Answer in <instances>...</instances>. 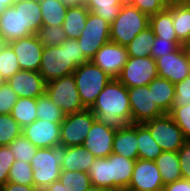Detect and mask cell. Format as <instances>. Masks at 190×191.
Wrapping results in <instances>:
<instances>
[{"label":"cell","instance_id":"cell-1","mask_svg":"<svg viewBox=\"0 0 190 191\" xmlns=\"http://www.w3.org/2000/svg\"><path fill=\"white\" fill-rule=\"evenodd\" d=\"M89 109L100 123L116 130L132 124L128 88L118 79H112L104 87Z\"/></svg>","mask_w":190,"mask_h":191},{"label":"cell","instance_id":"cell-2","mask_svg":"<svg viewBox=\"0 0 190 191\" xmlns=\"http://www.w3.org/2000/svg\"><path fill=\"white\" fill-rule=\"evenodd\" d=\"M88 61L78 40L66 39L59 46L44 47L39 73L48 83L73 74L78 66Z\"/></svg>","mask_w":190,"mask_h":191},{"label":"cell","instance_id":"cell-3","mask_svg":"<svg viewBox=\"0 0 190 191\" xmlns=\"http://www.w3.org/2000/svg\"><path fill=\"white\" fill-rule=\"evenodd\" d=\"M66 154V147L57 145L52 148H38L30 164L33 171L34 186L44 190L59 180L61 164Z\"/></svg>","mask_w":190,"mask_h":191},{"label":"cell","instance_id":"cell-4","mask_svg":"<svg viewBox=\"0 0 190 191\" xmlns=\"http://www.w3.org/2000/svg\"><path fill=\"white\" fill-rule=\"evenodd\" d=\"M149 26V16L133 5L122 6L110 25V41L127 46L138 33Z\"/></svg>","mask_w":190,"mask_h":191},{"label":"cell","instance_id":"cell-5","mask_svg":"<svg viewBox=\"0 0 190 191\" xmlns=\"http://www.w3.org/2000/svg\"><path fill=\"white\" fill-rule=\"evenodd\" d=\"M80 99L86 108H90L99 93L113 79L91 60L81 64L73 72Z\"/></svg>","mask_w":190,"mask_h":191},{"label":"cell","instance_id":"cell-6","mask_svg":"<svg viewBox=\"0 0 190 191\" xmlns=\"http://www.w3.org/2000/svg\"><path fill=\"white\" fill-rule=\"evenodd\" d=\"M45 93L65 115L86 109L80 99L73 74L46 83Z\"/></svg>","mask_w":190,"mask_h":191},{"label":"cell","instance_id":"cell-7","mask_svg":"<svg viewBox=\"0 0 190 191\" xmlns=\"http://www.w3.org/2000/svg\"><path fill=\"white\" fill-rule=\"evenodd\" d=\"M163 151L178 152L187 140L169 113L143 123Z\"/></svg>","mask_w":190,"mask_h":191},{"label":"cell","instance_id":"cell-8","mask_svg":"<svg viewBox=\"0 0 190 191\" xmlns=\"http://www.w3.org/2000/svg\"><path fill=\"white\" fill-rule=\"evenodd\" d=\"M77 40L84 55L91 60L96 52L110 41V24L89 11L85 28Z\"/></svg>","mask_w":190,"mask_h":191},{"label":"cell","instance_id":"cell-9","mask_svg":"<svg viewBox=\"0 0 190 191\" xmlns=\"http://www.w3.org/2000/svg\"><path fill=\"white\" fill-rule=\"evenodd\" d=\"M95 120L96 116L89 108L65 115L61 123L60 145L65 147L83 145Z\"/></svg>","mask_w":190,"mask_h":191},{"label":"cell","instance_id":"cell-10","mask_svg":"<svg viewBox=\"0 0 190 191\" xmlns=\"http://www.w3.org/2000/svg\"><path fill=\"white\" fill-rule=\"evenodd\" d=\"M158 77L156 61L151 56L129 57L117 78L127 88L146 86Z\"/></svg>","mask_w":190,"mask_h":191},{"label":"cell","instance_id":"cell-11","mask_svg":"<svg viewBox=\"0 0 190 191\" xmlns=\"http://www.w3.org/2000/svg\"><path fill=\"white\" fill-rule=\"evenodd\" d=\"M158 76L176 84L190 74V59L184 46L155 59Z\"/></svg>","mask_w":190,"mask_h":191},{"label":"cell","instance_id":"cell-12","mask_svg":"<svg viewBox=\"0 0 190 191\" xmlns=\"http://www.w3.org/2000/svg\"><path fill=\"white\" fill-rule=\"evenodd\" d=\"M128 96L132 123H145L164 114L153 101L148 85L128 88Z\"/></svg>","mask_w":190,"mask_h":191},{"label":"cell","instance_id":"cell-13","mask_svg":"<svg viewBox=\"0 0 190 191\" xmlns=\"http://www.w3.org/2000/svg\"><path fill=\"white\" fill-rule=\"evenodd\" d=\"M164 183L155 161L137 159L126 191H163Z\"/></svg>","mask_w":190,"mask_h":191},{"label":"cell","instance_id":"cell-14","mask_svg":"<svg viewBox=\"0 0 190 191\" xmlns=\"http://www.w3.org/2000/svg\"><path fill=\"white\" fill-rule=\"evenodd\" d=\"M128 58L126 46L109 41L96 52L91 61L113 79H117Z\"/></svg>","mask_w":190,"mask_h":191},{"label":"cell","instance_id":"cell-15","mask_svg":"<svg viewBox=\"0 0 190 191\" xmlns=\"http://www.w3.org/2000/svg\"><path fill=\"white\" fill-rule=\"evenodd\" d=\"M9 45L16 54L21 70L39 72L44 47L37 34L17 39L10 42Z\"/></svg>","mask_w":190,"mask_h":191},{"label":"cell","instance_id":"cell-16","mask_svg":"<svg viewBox=\"0 0 190 191\" xmlns=\"http://www.w3.org/2000/svg\"><path fill=\"white\" fill-rule=\"evenodd\" d=\"M61 124L36 119L22 128V135L37 148H52L60 145Z\"/></svg>","mask_w":190,"mask_h":191},{"label":"cell","instance_id":"cell-17","mask_svg":"<svg viewBox=\"0 0 190 191\" xmlns=\"http://www.w3.org/2000/svg\"><path fill=\"white\" fill-rule=\"evenodd\" d=\"M0 34L6 44L33 35L27 28H24L22 1H16L0 15Z\"/></svg>","mask_w":190,"mask_h":191},{"label":"cell","instance_id":"cell-18","mask_svg":"<svg viewBox=\"0 0 190 191\" xmlns=\"http://www.w3.org/2000/svg\"><path fill=\"white\" fill-rule=\"evenodd\" d=\"M116 129L100 123L97 119L93 122L83 146L96 158L108 157L113 152V140Z\"/></svg>","mask_w":190,"mask_h":191},{"label":"cell","instance_id":"cell-19","mask_svg":"<svg viewBox=\"0 0 190 191\" xmlns=\"http://www.w3.org/2000/svg\"><path fill=\"white\" fill-rule=\"evenodd\" d=\"M19 98L37 99L45 93L46 82L37 71L20 70L6 81Z\"/></svg>","mask_w":190,"mask_h":191},{"label":"cell","instance_id":"cell-20","mask_svg":"<svg viewBox=\"0 0 190 191\" xmlns=\"http://www.w3.org/2000/svg\"><path fill=\"white\" fill-rule=\"evenodd\" d=\"M107 158L110 160L111 191H126L132 178L136 160L114 153H111Z\"/></svg>","mask_w":190,"mask_h":191},{"label":"cell","instance_id":"cell-21","mask_svg":"<svg viewBox=\"0 0 190 191\" xmlns=\"http://www.w3.org/2000/svg\"><path fill=\"white\" fill-rule=\"evenodd\" d=\"M138 142L136 123L127 124L123 129H117L113 140L114 154L131 160L138 159Z\"/></svg>","mask_w":190,"mask_h":191},{"label":"cell","instance_id":"cell-22","mask_svg":"<svg viewBox=\"0 0 190 191\" xmlns=\"http://www.w3.org/2000/svg\"><path fill=\"white\" fill-rule=\"evenodd\" d=\"M96 157L83 145L66 147L61 170L88 173Z\"/></svg>","mask_w":190,"mask_h":191},{"label":"cell","instance_id":"cell-23","mask_svg":"<svg viewBox=\"0 0 190 191\" xmlns=\"http://www.w3.org/2000/svg\"><path fill=\"white\" fill-rule=\"evenodd\" d=\"M148 86L157 107L163 113H170L175 99V84L158 76Z\"/></svg>","mask_w":190,"mask_h":191},{"label":"cell","instance_id":"cell-24","mask_svg":"<svg viewBox=\"0 0 190 191\" xmlns=\"http://www.w3.org/2000/svg\"><path fill=\"white\" fill-rule=\"evenodd\" d=\"M164 185L182 179L178 152L163 151L155 160Z\"/></svg>","mask_w":190,"mask_h":191},{"label":"cell","instance_id":"cell-25","mask_svg":"<svg viewBox=\"0 0 190 191\" xmlns=\"http://www.w3.org/2000/svg\"><path fill=\"white\" fill-rule=\"evenodd\" d=\"M136 135L138 142V158L155 161L163 150L155 142L149 129L143 123H136Z\"/></svg>","mask_w":190,"mask_h":191},{"label":"cell","instance_id":"cell-26","mask_svg":"<svg viewBox=\"0 0 190 191\" xmlns=\"http://www.w3.org/2000/svg\"><path fill=\"white\" fill-rule=\"evenodd\" d=\"M89 10L84 6L68 8L62 28L67 39H77L84 30Z\"/></svg>","mask_w":190,"mask_h":191},{"label":"cell","instance_id":"cell-27","mask_svg":"<svg viewBox=\"0 0 190 191\" xmlns=\"http://www.w3.org/2000/svg\"><path fill=\"white\" fill-rule=\"evenodd\" d=\"M173 18L177 38L185 45L190 42V6L188 4L170 5L167 7Z\"/></svg>","mask_w":190,"mask_h":191},{"label":"cell","instance_id":"cell-28","mask_svg":"<svg viewBox=\"0 0 190 191\" xmlns=\"http://www.w3.org/2000/svg\"><path fill=\"white\" fill-rule=\"evenodd\" d=\"M149 27L156 37L169 39L170 41H180L173 26L172 13L168 8L150 16Z\"/></svg>","mask_w":190,"mask_h":191},{"label":"cell","instance_id":"cell-29","mask_svg":"<svg viewBox=\"0 0 190 191\" xmlns=\"http://www.w3.org/2000/svg\"><path fill=\"white\" fill-rule=\"evenodd\" d=\"M42 26H62L68 8L60 0H39Z\"/></svg>","mask_w":190,"mask_h":191},{"label":"cell","instance_id":"cell-30","mask_svg":"<svg viewBox=\"0 0 190 191\" xmlns=\"http://www.w3.org/2000/svg\"><path fill=\"white\" fill-rule=\"evenodd\" d=\"M155 34L148 26L141 31L136 37L126 46L129 57L145 58L151 56V48L155 41Z\"/></svg>","mask_w":190,"mask_h":191},{"label":"cell","instance_id":"cell-31","mask_svg":"<svg viewBox=\"0 0 190 191\" xmlns=\"http://www.w3.org/2000/svg\"><path fill=\"white\" fill-rule=\"evenodd\" d=\"M36 112V99L21 97L13 106L11 116L24 128L37 119Z\"/></svg>","mask_w":190,"mask_h":191},{"label":"cell","instance_id":"cell-32","mask_svg":"<svg viewBox=\"0 0 190 191\" xmlns=\"http://www.w3.org/2000/svg\"><path fill=\"white\" fill-rule=\"evenodd\" d=\"M86 8L101 16L111 25L120 13L122 6L119 0H88Z\"/></svg>","mask_w":190,"mask_h":191},{"label":"cell","instance_id":"cell-33","mask_svg":"<svg viewBox=\"0 0 190 191\" xmlns=\"http://www.w3.org/2000/svg\"><path fill=\"white\" fill-rule=\"evenodd\" d=\"M37 119L61 124L65 114L57 107L46 93L36 99Z\"/></svg>","mask_w":190,"mask_h":191},{"label":"cell","instance_id":"cell-34","mask_svg":"<svg viewBox=\"0 0 190 191\" xmlns=\"http://www.w3.org/2000/svg\"><path fill=\"white\" fill-rule=\"evenodd\" d=\"M91 184L106 188L111 191L110 179V160L105 158H96L88 171Z\"/></svg>","mask_w":190,"mask_h":191},{"label":"cell","instance_id":"cell-35","mask_svg":"<svg viewBox=\"0 0 190 191\" xmlns=\"http://www.w3.org/2000/svg\"><path fill=\"white\" fill-rule=\"evenodd\" d=\"M22 18L24 28H27L32 34H37L42 27L39 0L22 1Z\"/></svg>","mask_w":190,"mask_h":191},{"label":"cell","instance_id":"cell-36","mask_svg":"<svg viewBox=\"0 0 190 191\" xmlns=\"http://www.w3.org/2000/svg\"><path fill=\"white\" fill-rule=\"evenodd\" d=\"M59 181L68 191H86L92 184L88 173L61 170Z\"/></svg>","mask_w":190,"mask_h":191},{"label":"cell","instance_id":"cell-37","mask_svg":"<svg viewBox=\"0 0 190 191\" xmlns=\"http://www.w3.org/2000/svg\"><path fill=\"white\" fill-rule=\"evenodd\" d=\"M22 134V128L11 114H0V146L9 145Z\"/></svg>","mask_w":190,"mask_h":191},{"label":"cell","instance_id":"cell-38","mask_svg":"<svg viewBox=\"0 0 190 191\" xmlns=\"http://www.w3.org/2000/svg\"><path fill=\"white\" fill-rule=\"evenodd\" d=\"M8 182L22 185H34L31 164L23 160H15L9 171Z\"/></svg>","mask_w":190,"mask_h":191},{"label":"cell","instance_id":"cell-39","mask_svg":"<svg viewBox=\"0 0 190 191\" xmlns=\"http://www.w3.org/2000/svg\"><path fill=\"white\" fill-rule=\"evenodd\" d=\"M21 70L12 47L6 44L0 51V74L7 81Z\"/></svg>","mask_w":190,"mask_h":191},{"label":"cell","instance_id":"cell-40","mask_svg":"<svg viewBox=\"0 0 190 191\" xmlns=\"http://www.w3.org/2000/svg\"><path fill=\"white\" fill-rule=\"evenodd\" d=\"M8 146L11 152L14 154L15 160H23L29 163L38 149L22 134L15 138Z\"/></svg>","mask_w":190,"mask_h":191},{"label":"cell","instance_id":"cell-41","mask_svg":"<svg viewBox=\"0 0 190 191\" xmlns=\"http://www.w3.org/2000/svg\"><path fill=\"white\" fill-rule=\"evenodd\" d=\"M37 36L43 47L59 46L67 39L62 26H42L38 30Z\"/></svg>","mask_w":190,"mask_h":191},{"label":"cell","instance_id":"cell-42","mask_svg":"<svg viewBox=\"0 0 190 191\" xmlns=\"http://www.w3.org/2000/svg\"><path fill=\"white\" fill-rule=\"evenodd\" d=\"M169 114L182 130L184 137L190 140V104L182 107H172Z\"/></svg>","mask_w":190,"mask_h":191},{"label":"cell","instance_id":"cell-43","mask_svg":"<svg viewBox=\"0 0 190 191\" xmlns=\"http://www.w3.org/2000/svg\"><path fill=\"white\" fill-rule=\"evenodd\" d=\"M184 44L181 41H170L156 37L153 47L151 48V57L158 59L159 57L177 51Z\"/></svg>","mask_w":190,"mask_h":191},{"label":"cell","instance_id":"cell-44","mask_svg":"<svg viewBox=\"0 0 190 191\" xmlns=\"http://www.w3.org/2000/svg\"><path fill=\"white\" fill-rule=\"evenodd\" d=\"M14 162L15 157L9 146H0V185H4L8 181L9 171Z\"/></svg>","mask_w":190,"mask_h":191},{"label":"cell","instance_id":"cell-45","mask_svg":"<svg viewBox=\"0 0 190 191\" xmlns=\"http://www.w3.org/2000/svg\"><path fill=\"white\" fill-rule=\"evenodd\" d=\"M18 95L6 82L0 89V114H11L12 108L18 101Z\"/></svg>","mask_w":190,"mask_h":191},{"label":"cell","instance_id":"cell-46","mask_svg":"<svg viewBox=\"0 0 190 191\" xmlns=\"http://www.w3.org/2000/svg\"><path fill=\"white\" fill-rule=\"evenodd\" d=\"M190 104V74L175 84V99L172 107H182Z\"/></svg>","mask_w":190,"mask_h":191},{"label":"cell","instance_id":"cell-47","mask_svg":"<svg viewBox=\"0 0 190 191\" xmlns=\"http://www.w3.org/2000/svg\"><path fill=\"white\" fill-rule=\"evenodd\" d=\"M133 6L149 17L168 7L163 0H134Z\"/></svg>","mask_w":190,"mask_h":191},{"label":"cell","instance_id":"cell-48","mask_svg":"<svg viewBox=\"0 0 190 191\" xmlns=\"http://www.w3.org/2000/svg\"><path fill=\"white\" fill-rule=\"evenodd\" d=\"M182 179L190 181V140H186L178 151Z\"/></svg>","mask_w":190,"mask_h":191},{"label":"cell","instance_id":"cell-49","mask_svg":"<svg viewBox=\"0 0 190 191\" xmlns=\"http://www.w3.org/2000/svg\"><path fill=\"white\" fill-rule=\"evenodd\" d=\"M163 191H190V181L180 179L173 183L164 185Z\"/></svg>","mask_w":190,"mask_h":191},{"label":"cell","instance_id":"cell-50","mask_svg":"<svg viewBox=\"0 0 190 191\" xmlns=\"http://www.w3.org/2000/svg\"><path fill=\"white\" fill-rule=\"evenodd\" d=\"M2 191H41L34 185H22L13 182H6L2 185Z\"/></svg>","mask_w":190,"mask_h":191},{"label":"cell","instance_id":"cell-51","mask_svg":"<svg viewBox=\"0 0 190 191\" xmlns=\"http://www.w3.org/2000/svg\"><path fill=\"white\" fill-rule=\"evenodd\" d=\"M67 8L84 6L88 4V0H60Z\"/></svg>","mask_w":190,"mask_h":191},{"label":"cell","instance_id":"cell-52","mask_svg":"<svg viewBox=\"0 0 190 191\" xmlns=\"http://www.w3.org/2000/svg\"><path fill=\"white\" fill-rule=\"evenodd\" d=\"M42 191H68L64 185L58 180L47 186Z\"/></svg>","mask_w":190,"mask_h":191},{"label":"cell","instance_id":"cell-53","mask_svg":"<svg viewBox=\"0 0 190 191\" xmlns=\"http://www.w3.org/2000/svg\"><path fill=\"white\" fill-rule=\"evenodd\" d=\"M167 6L177 5V4H186V0H163Z\"/></svg>","mask_w":190,"mask_h":191},{"label":"cell","instance_id":"cell-54","mask_svg":"<svg viewBox=\"0 0 190 191\" xmlns=\"http://www.w3.org/2000/svg\"><path fill=\"white\" fill-rule=\"evenodd\" d=\"M86 191H108L106 188L91 185Z\"/></svg>","mask_w":190,"mask_h":191},{"label":"cell","instance_id":"cell-55","mask_svg":"<svg viewBox=\"0 0 190 191\" xmlns=\"http://www.w3.org/2000/svg\"><path fill=\"white\" fill-rule=\"evenodd\" d=\"M121 6H130L134 4V0H119Z\"/></svg>","mask_w":190,"mask_h":191},{"label":"cell","instance_id":"cell-56","mask_svg":"<svg viewBox=\"0 0 190 191\" xmlns=\"http://www.w3.org/2000/svg\"><path fill=\"white\" fill-rule=\"evenodd\" d=\"M17 0H0L6 7L13 6Z\"/></svg>","mask_w":190,"mask_h":191},{"label":"cell","instance_id":"cell-57","mask_svg":"<svg viewBox=\"0 0 190 191\" xmlns=\"http://www.w3.org/2000/svg\"><path fill=\"white\" fill-rule=\"evenodd\" d=\"M5 45H6V43H5L3 37H2L1 34H0V51L2 50V48H3Z\"/></svg>","mask_w":190,"mask_h":191},{"label":"cell","instance_id":"cell-58","mask_svg":"<svg viewBox=\"0 0 190 191\" xmlns=\"http://www.w3.org/2000/svg\"><path fill=\"white\" fill-rule=\"evenodd\" d=\"M184 47H185V49H186V51H187V53H188V55H189V59H190V42L186 43V44L184 45Z\"/></svg>","mask_w":190,"mask_h":191},{"label":"cell","instance_id":"cell-59","mask_svg":"<svg viewBox=\"0 0 190 191\" xmlns=\"http://www.w3.org/2000/svg\"><path fill=\"white\" fill-rule=\"evenodd\" d=\"M5 83H6V80L0 74V89L3 87V85H5Z\"/></svg>","mask_w":190,"mask_h":191},{"label":"cell","instance_id":"cell-60","mask_svg":"<svg viewBox=\"0 0 190 191\" xmlns=\"http://www.w3.org/2000/svg\"><path fill=\"white\" fill-rule=\"evenodd\" d=\"M6 8L7 7L3 3L0 2V15L5 11Z\"/></svg>","mask_w":190,"mask_h":191},{"label":"cell","instance_id":"cell-61","mask_svg":"<svg viewBox=\"0 0 190 191\" xmlns=\"http://www.w3.org/2000/svg\"><path fill=\"white\" fill-rule=\"evenodd\" d=\"M186 4H188V5H189V4H190V0H186Z\"/></svg>","mask_w":190,"mask_h":191}]
</instances>
